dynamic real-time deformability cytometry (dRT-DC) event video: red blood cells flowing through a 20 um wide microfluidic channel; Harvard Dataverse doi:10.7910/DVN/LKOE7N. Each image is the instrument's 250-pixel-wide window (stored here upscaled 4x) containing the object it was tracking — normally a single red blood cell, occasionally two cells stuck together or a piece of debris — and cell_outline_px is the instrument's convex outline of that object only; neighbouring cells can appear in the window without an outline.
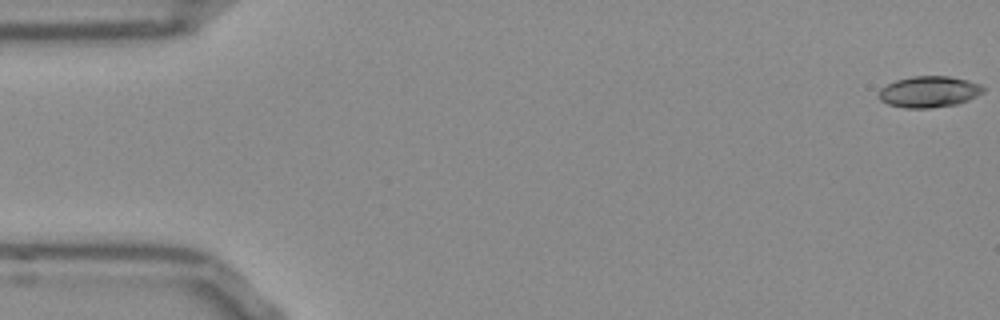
{"species": "Egyptian fruit bat (a non-hibernating species)", "species_latin": "Rousettus aegyptiacus", "temperature_condition": "room temperature", "stored_images_in_passage": 53, "camera_frame_rate_fps": 3000, "um_per_image_px": 0.085, "frame": {"image": 1, "passage_image": 1, "time_ms": 0.0, "image_size_px": [1000, 320], "cell_outline_px": [[984, 92], [968, 100], [956, 104], [928, 108], [904, 108], [888, 104], [880, 100], [876, 96], [880, 88], [896, 80], [912, 76], [948, 76], [968, 80], [980, 84], [984, 88]], "centroid_in_image_um": [78.94, 7.8], "position_along_channel_um": 6.1, "area_um2": 19.07}}
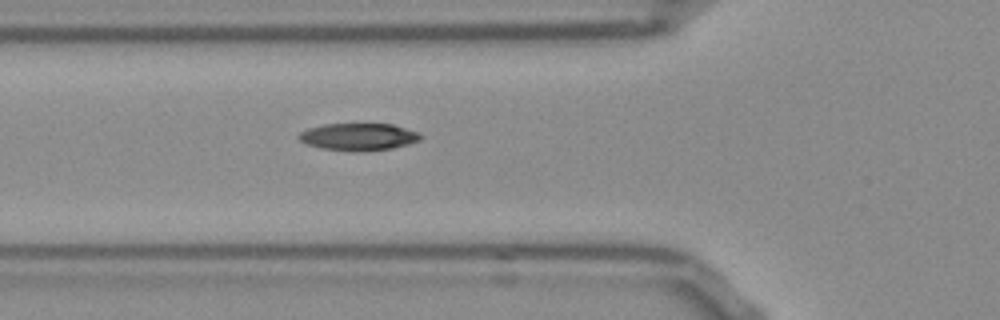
{"frame": {"image": 2, "passage_image": 19, "time_ms": 6.0, "image_size_px": [1000, 320], "cell_outline_px": [[424, 136], [420, 140], [408, 144], [392, 148], [324, 148], [308, 144], [300, 140], [296, 136], [300, 132], [308, 128], [324, 124], [392, 124], [420, 132]], "centroid_in_image_um": [30.51, 11.56], "position_along_channel_um": 95.3, "area_um2": 18.32}}
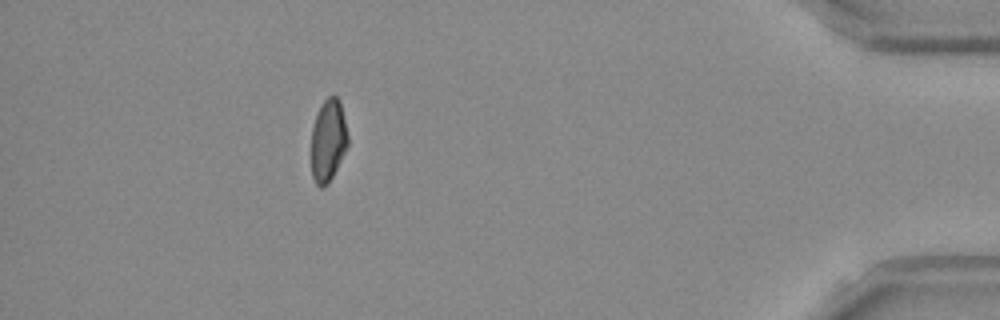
{"frame": {"image": 3, "passage_image": 48, "time_ms": 15.667, "image_size_px": [1000, 320], "cell_outline_px": [[348, 144], [328, 184], [320, 188], [316, 184], [312, 176], [312, 128], [320, 104], [328, 96], [336, 96], [340, 100], [348, 132]], "centroid_in_image_um": [27.9, 11.91], "position_along_channel_um": 407.3, "area_um2": 17.46}, "authors_computed_cell_mechanics": {"area_um2": 18.8428, "velocity_mm_per_s": 3.8122, "shape_relaxation_time_tau1_ms": 4.9633, "shape_relaxation_time_tau2_ms": null, "deformation_change_tau1": 0.1728, "deformation_change_tau2": null}}